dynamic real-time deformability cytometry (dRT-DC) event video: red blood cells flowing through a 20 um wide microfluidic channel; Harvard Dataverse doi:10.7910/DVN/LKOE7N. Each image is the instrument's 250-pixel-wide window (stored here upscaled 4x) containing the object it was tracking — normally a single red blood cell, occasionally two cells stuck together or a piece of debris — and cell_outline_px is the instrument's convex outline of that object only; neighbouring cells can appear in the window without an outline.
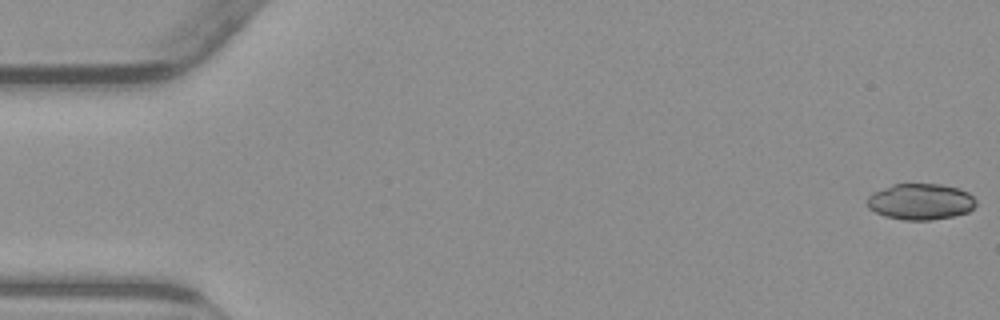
{"species": "common noctule bat (a hibernating species)", "species_latin": "Nyctalus noctula", "temperature_condition": "warm", "stored_images_in_passage": 54, "camera_frame_rate_fps": 3000, "um_per_image_px": 0.085, "animal": {"sex": "male", "body_mass_g": 23.1, "forearm_length_mm": 52.7}, "frame": {"image": 1, "passage_image": 1, "time_ms": 0.0, "image_size_px": [1000, 320], "cell_outline_px": [[976, 204], [968, 212], [952, 216], [932, 220], [904, 220], [884, 216], [868, 208], [868, 196], [872, 192], [892, 184], [940, 184], [960, 188], [968, 192], [976, 200]], "centroid_in_image_um": [78.24, 17.13], "position_along_channel_um": 6.8, "area_um2": 23.0}}
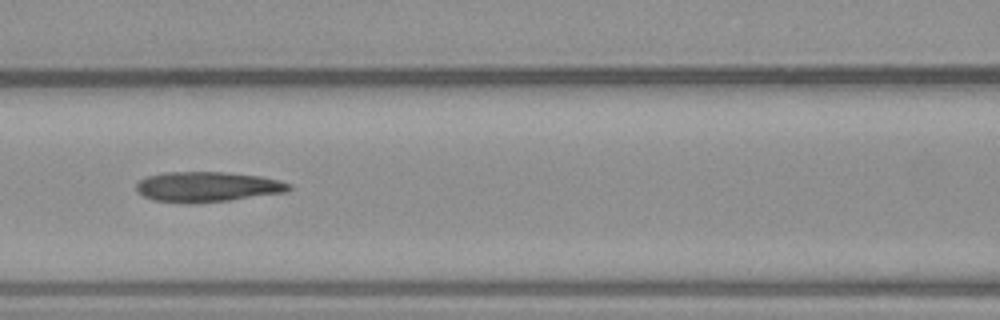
{"frame": {"image": 2, "passage_image": 24, "time_ms": 7.667, "image_size_px": [1000, 320], "cell_outline_px": [[292, 188], [288, 192], [232, 200], [152, 200], [136, 192], [136, 184], [144, 176], [164, 172], [224, 172], [260, 176], [280, 180], [292, 184]], "centroid_in_image_um": [17.69, 15.83], "position_along_channel_um": 148.9, "area_um2": 26.18}}
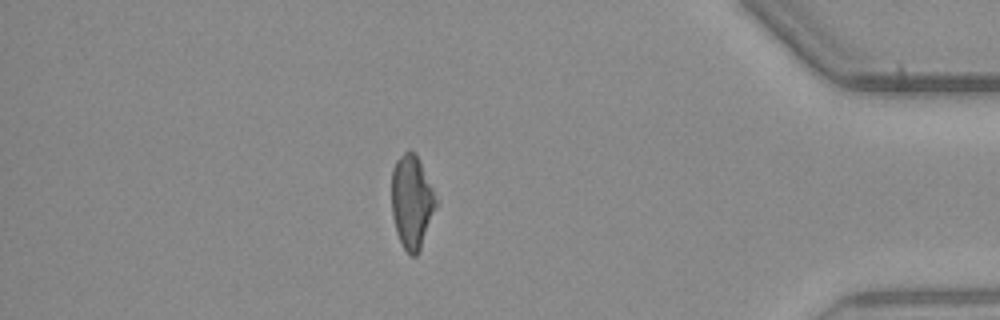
{"frame": {"image": 3, "passage_image": 47, "time_ms": 15.333, "image_size_px": [1000, 320], "cell_outline_px": [[440, 200], [420, 248], [416, 256], [412, 256], [404, 248], [396, 232], [392, 216], [392, 168], [396, 160], [408, 148], [416, 152]], "centroid_in_image_um": [35.03, 17.08], "position_along_channel_um": 400.2, "area_um2": 24.68}, "authors_computed_cell_mechanics": {"area_um2": 25.4898, "velocity_mm_per_s": 3.8414, "shape_relaxation_time_tau1_ms": null, "shape_relaxation_time_tau2_ms": 5.8393, "deformation_change_tau1": null, "deformation_change_tau2": 0.1876}}